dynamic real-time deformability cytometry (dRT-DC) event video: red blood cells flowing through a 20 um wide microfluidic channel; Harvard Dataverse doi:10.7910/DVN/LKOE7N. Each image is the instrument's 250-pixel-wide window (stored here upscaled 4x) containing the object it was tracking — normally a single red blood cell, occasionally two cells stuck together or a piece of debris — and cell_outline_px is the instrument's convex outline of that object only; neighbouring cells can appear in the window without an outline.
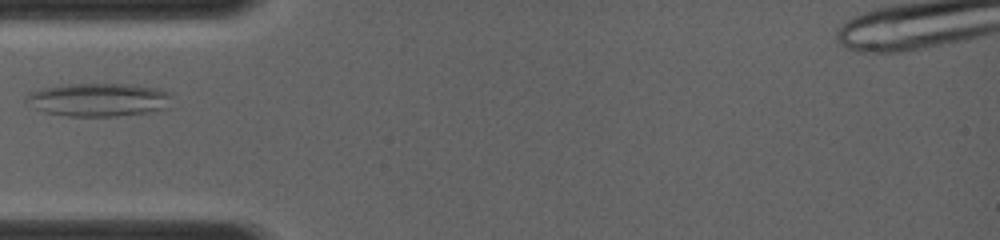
{"species": "common noctule bat (a hibernating species)", "species_latin": "Nyctalus noctula", "temperature_condition": "room temperature", "stored_images_in_passage": 3, "camera_frame_rate_fps": 4000, "um_per_image_px": 0.085, "animal": {"sex": "female", "body_mass_g": 19.0, "forearm_length_mm": 56.7}, "frame": {"image": 1, "passage_image": 3, "time_ms": 2.25, "image_size_px": [1000, 240], "cell_outline_px": [[168, 108], [148, 112], [116, 116], [68, 116], [44, 112], [36, 108], [24, 100], [24, 96], [28, 92], [44, 88], [68, 84], [128, 84], [160, 88], [168, 92]], "centroid_in_image_um": [8.34, 8.47], "position_along_channel_um": 76.7, "area_um2": 28.09}}